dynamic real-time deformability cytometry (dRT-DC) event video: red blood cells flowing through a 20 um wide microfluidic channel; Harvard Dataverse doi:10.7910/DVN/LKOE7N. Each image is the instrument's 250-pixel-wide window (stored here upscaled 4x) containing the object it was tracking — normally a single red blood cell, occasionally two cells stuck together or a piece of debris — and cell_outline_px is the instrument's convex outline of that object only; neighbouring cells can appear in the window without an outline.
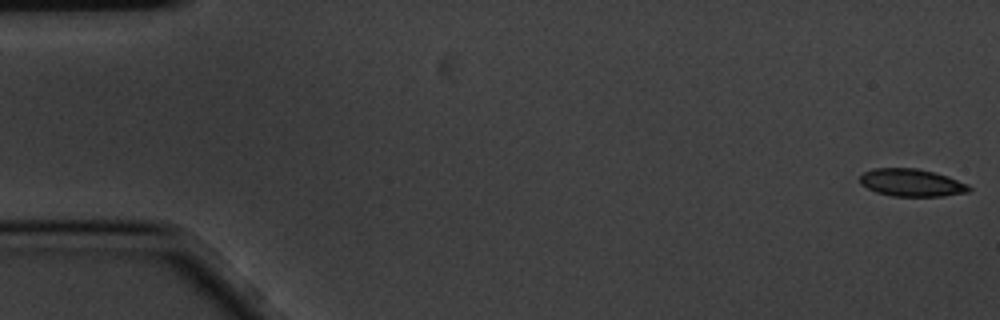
{"species": "common noctule bat (a hibernating species)", "species_latin": "Nyctalus noctula", "temperature_condition": "cold", "stored_images_in_passage": 3, "camera_frame_rate_fps": 3000, "um_per_image_px": 0.085, "animal": {"sex": "male", "body_mass_g": 20.1, "forearm_length_mm": 53.5}, "frame": {"image": 1, "passage_image": 1, "time_ms": 0.0, "image_size_px": [1000, 320], "cell_outline_px": [[972, 188], [968, 192], [944, 196], [892, 196], [876, 192], [860, 184], [860, 176], [864, 172], [872, 168], [916, 168], [948, 176], [968, 184]], "centroid_in_image_um": [77.48, 15.53], "position_along_channel_um": 7.5, "area_um2": 17.51}}